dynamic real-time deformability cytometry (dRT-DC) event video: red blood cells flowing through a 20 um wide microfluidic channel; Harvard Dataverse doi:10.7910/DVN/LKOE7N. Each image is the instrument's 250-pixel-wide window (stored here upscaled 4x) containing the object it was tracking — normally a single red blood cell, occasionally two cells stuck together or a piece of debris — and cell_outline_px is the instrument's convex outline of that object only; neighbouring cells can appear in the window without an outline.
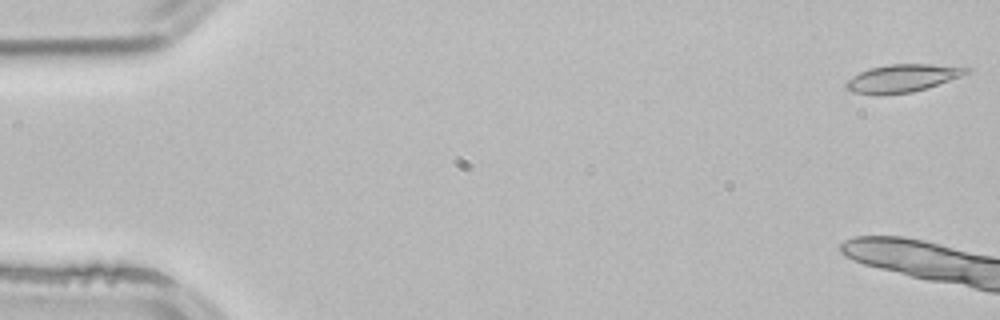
{"species": "common noctule bat (a hibernating species)", "species_latin": "Nyctalus noctula", "temperature_condition": "room temperature", "stored_images_in_passage": 8, "camera_frame_rate_fps": 3000, "um_per_image_px": 0.085, "animal": {"sex": "male", "body_mass_g": 21.5, "forearm_length_mm": 52.0}, "frame": {"image": 1, "passage_image": 1, "time_ms": 0.0, "image_size_px": [1000, 320], "cell_outline_px": [[968, 72], [960, 76], [928, 88], [912, 92], [880, 96], [876, 96], [852, 92], [844, 88], [844, 84], [852, 76], [868, 68], [888, 64], [968, 64]], "centroid_in_image_um": [76.72, 6.64], "position_along_channel_um": 8.3, "area_um2": 20.17}}